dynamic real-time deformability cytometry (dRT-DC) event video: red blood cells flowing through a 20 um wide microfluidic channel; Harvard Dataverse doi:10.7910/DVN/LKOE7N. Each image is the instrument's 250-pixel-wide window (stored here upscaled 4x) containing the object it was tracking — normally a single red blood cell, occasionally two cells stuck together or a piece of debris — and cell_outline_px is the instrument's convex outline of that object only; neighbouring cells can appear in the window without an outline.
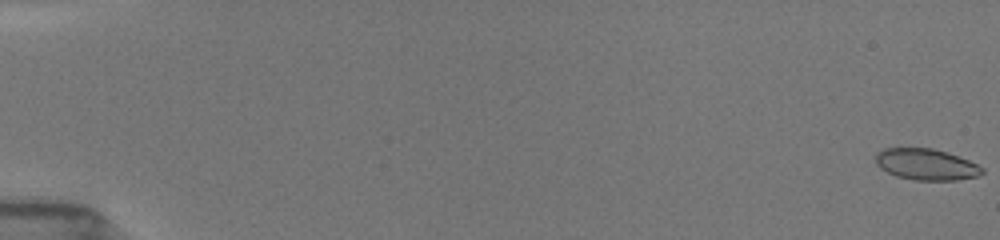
{"species": "common noctule bat (a hibernating species)", "species_latin": "Nyctalus noctula", "temperature_condition": "room temperature", "stored_images_in_passage": 17, "camera_frame_rate_fps": 3000, "um_per_image_px": 0.085, "animal": {"sex": "female", "body_mass_g": 19.5, "forearm_length_mm": 54.1}, "frame": {"image": 1, "passage_image": 1, "time_ms": 0.0, "image_size_px": [1000, 240], "cell_outline_px": [[984, 172], [976, 176], [956, 180], [916, 180], [896, 176], [880, 168], [876, 164], [876, 152], [884, 148], [932, 148], [948, 152], [968, 160], [984, 168]], "centroid_in_image_um": [78.71, 13.97], "position_along_channel_um": 6.3, "area_um2": 19.36}}
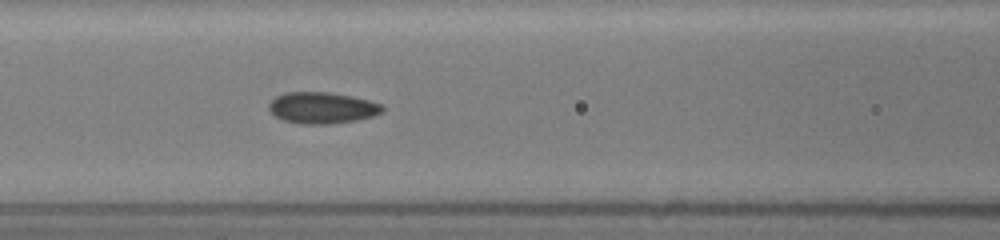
{"frame": {"image": 2, "passage_image": 15, "time_ms": 8.0, "image_size_px": [1000, 240], "cell_outline_px": [[384, 112], [372, 116], [356, 120], [328, 124], [300, 124], [284, 120], [276, 116], [268, 108], [268, 104], [276, 96], [284, 92], [328, 92], [352, 96], [368, 100], [380, 104], [384, 108]], "centroid_in_image_um": [27.37, 9.16], "position_along_channel_um": 139.2, "area_um2": 20.69}}
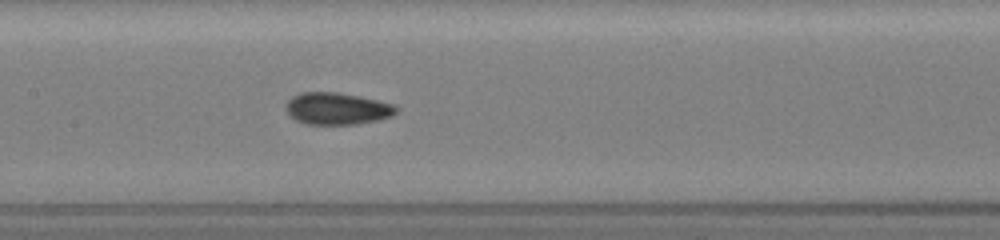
{"frame": {"image": 3, "passage_image": 17, "time_ms": 9.0, "image_size_px": [1000, 240], "cell_outline_px": [[400, 108], [392, 116], [380, 120], [356, 124], [304, 124], [296, 120], [284, 108], [288, 100], [292, 96], [300, 92], [336, 92], [360, 96], [396, 104]], "centroid_in_image_um": [28.69, 9.23], "position_along_channel_um": 178.7, "area_um2": 20.81}}